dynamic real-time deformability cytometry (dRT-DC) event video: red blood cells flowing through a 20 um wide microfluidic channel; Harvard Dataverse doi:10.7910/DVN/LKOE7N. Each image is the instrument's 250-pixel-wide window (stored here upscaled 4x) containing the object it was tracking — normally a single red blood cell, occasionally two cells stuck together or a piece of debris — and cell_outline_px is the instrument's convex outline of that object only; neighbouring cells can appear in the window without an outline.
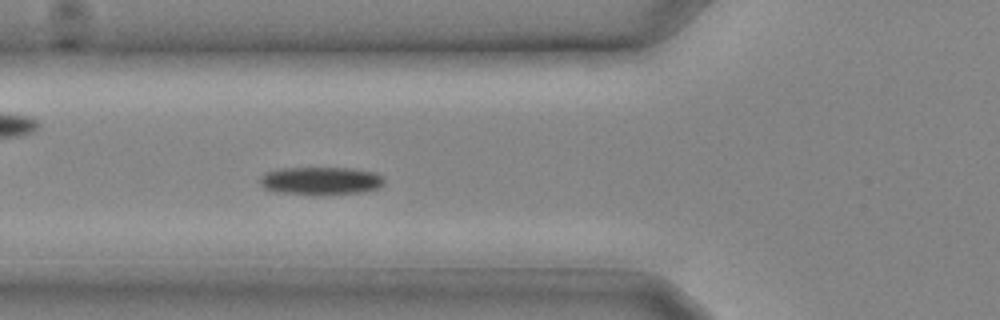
{"species": "common noctule bat (a hibernating species)", "species_latin": "Nyctalus noctula", "temperature_condition": "cold", "stored_images_in_passage": 6, "camera_frame_rate_fps": 3000, "um_per_image_px": 0.085, "animal": {"sex": "male", "body_mass_g": 20.4}, "frame": {"image": 1, "passage_image": 6, "time_ms": 1.667, "image_size_px": [1000, 320], "cell_outline_px": [[384, 184], [376, 188], [360, 192], [320, 196], [276, 192], [264, 188], [260, 184], [260, 176], [264, 172], [276, 168], [356, 168], [376, 172], [384, 180]], "centroid_in_image_um": [27.22, 15.37], "position_along_channel_um": 98.6, "area_um2": 20.69}}